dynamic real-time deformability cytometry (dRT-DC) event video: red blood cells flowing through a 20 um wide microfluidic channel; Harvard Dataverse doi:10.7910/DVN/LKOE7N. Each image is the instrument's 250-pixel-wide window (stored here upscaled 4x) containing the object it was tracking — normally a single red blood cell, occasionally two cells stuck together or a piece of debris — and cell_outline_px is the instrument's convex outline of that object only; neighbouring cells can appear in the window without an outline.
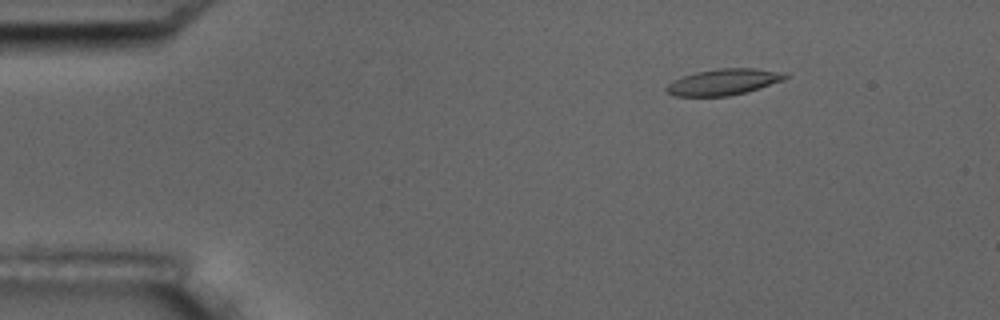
{"species": "common noctule bat (a hibernating species)", "species_latin": "Nyctalus noctula", "temperature_condition": "room temperature", "stored_images_in_passage": 5, "camera_frame_rate_fps": 3000, "um_per_image_px": 0.085, "animal": {"sex": "male", "body_mass_g": 17.5, "forearm_length_mm": 52.3}, "frame": {"image": 1, "passage_image": 2, "time_ms": 1.333, "image_size_px": [1000, 320], "cell_outline_px": [[788, 76], [784, 80], [748, 92], [728, 96], [676, 96], [664, 92], [664, 88], [672, 80], [696, 72], [720, 68], [756, 68], [788, 72]], "centroid_in_image_um": [61.52, 6.96], "position_along_channel_um": 23.5, "area_um2": 18.38}}
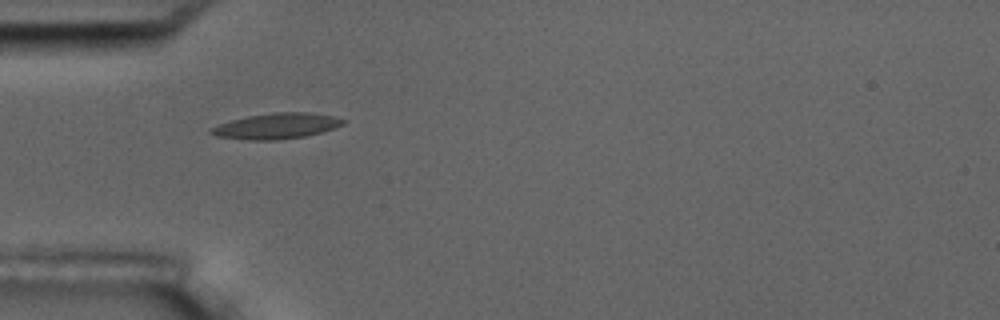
{"frame": {"image": 2, "passage_image": 4, "time_ms": 4.333, "image_size_px": [1000, 320], "cell_outline_px": [[348, 120], [344, 124], [320, 132], [304, 136], [272, 140], [252, 140], [216, 136], [208, 132], [208, 128], [232, 120], [248, 116], [276, 112], [312, 112], [332, 116]], "centroid_in_image_um": [23.49, 10.7], "position_along_channel_um": 61.5, "area_um2": 19.54}}